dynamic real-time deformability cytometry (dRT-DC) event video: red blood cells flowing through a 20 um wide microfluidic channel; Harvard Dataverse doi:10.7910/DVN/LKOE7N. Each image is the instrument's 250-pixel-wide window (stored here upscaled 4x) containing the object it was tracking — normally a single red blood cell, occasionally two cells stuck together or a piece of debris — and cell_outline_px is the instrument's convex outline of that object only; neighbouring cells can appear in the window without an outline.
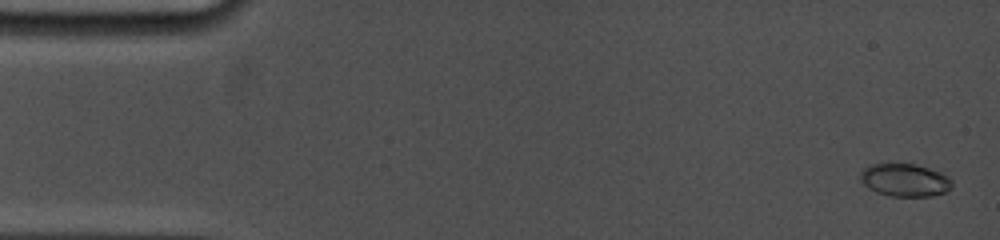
{"species": "common noctule bat (a hibernating species)", "species_latin": "Nyctalus noctula", "temperature_condition": "cold", "stored_images_in_passage": 52, "camera_frame_rate_fps": 5000, "um_per_image_px": 0.085, "animal": {"sex": "female", "body_mass_g": 19.0, "forearm_length_mm": 53.3}, "frame": {"image": 1, "passage_image": 1, "time_ms": 0.0, "image_size_px": [1000, 240], "cell_outline_px": [[952, 188], [944, 192], [932, 196], [892, 196], [876, 192], [868, 188], [860, 180], [860, 172], [864, 168], [872, 164], [916, 164], [940, 172], [948, 176], [952, 180]], "centroid_in_image_um": [76.92, 15.31], "position_along_channel_um": 8.1, "area_um2": 17.51}}
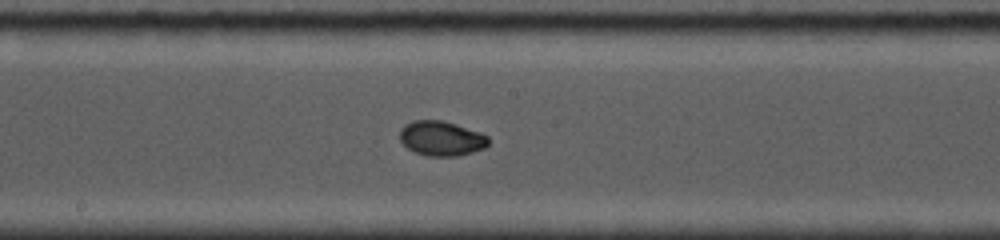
{"frame": {"image": 2, "passage_image": 28, "time_ms": 8.6, "image_size_px": [1000, 240], "cell_outline_px": [[488, 144], [484, 148], [472, 152], [456, 156], [428, 156], [416, 152], [408, 148], [400, 140], [400, 128], [404, 124], [412, 120], [440, 120], [456, 124], [480, 132], [488, 136]], "centroid_in_image_um": [37.5, 11.75], "position_along_channel_um": 210.7, "area_um2": 17.92}}
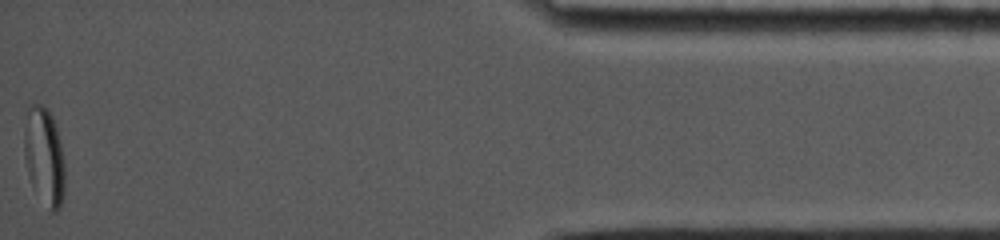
{"frame": {"image": 3, "passage_image": 52, "time_ms": 16.0, "image_size_px": [1000, 240], "cell_outline_px": [[64, 196], [60, 208], [56, 212], [48, 212], [32, 184], [28, 172], [24, 156], [24, 132], [28, 108], [32, 104], [40, 104], [52, 116], [60, 140], [64, 164]], "centroid_in_image_um": [3.77, 13.36], "position_along_channel_um": 431.4, "area_um2": 23.06}, "authors_computed_cell_mechanics": {"area_um2": 17.6868, "velocity_mm_per_s": 3.8504, "shape_relaxation_time_tau1_ms": 8.8464, "shape_relaxation_time_tau2_ms": null, "deformation_change_tau1": 0.1919, "deformation_change_tau2": null}}